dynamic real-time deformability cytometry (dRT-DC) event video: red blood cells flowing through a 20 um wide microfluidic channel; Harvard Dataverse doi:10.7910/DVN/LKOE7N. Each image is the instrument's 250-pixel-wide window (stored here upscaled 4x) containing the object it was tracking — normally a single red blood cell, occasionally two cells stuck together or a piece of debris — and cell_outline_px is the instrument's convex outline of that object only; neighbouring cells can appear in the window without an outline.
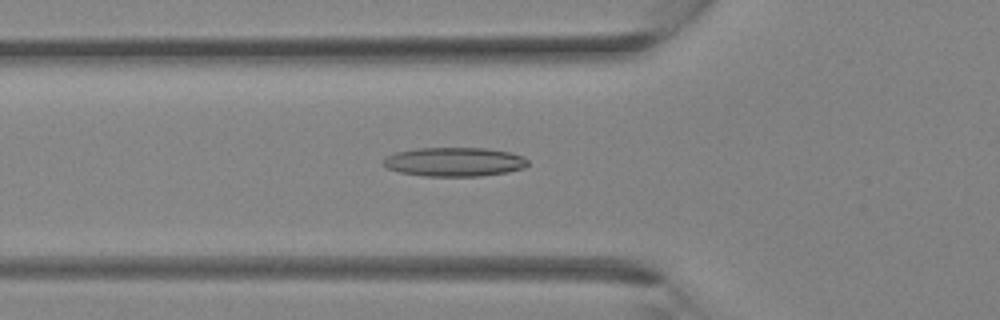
{"species": "Egyptian fruit bat (a non-hibernating species)", "species_latin": "Rousettus aegyptiacus", "temperature_condition": "room temperature", "stored_images_in_passage": 35, "camera_frame_rate_fps": 3000, "um_per_image_px": 0.085, "animal": {"sex": "female"}, "frame": {"image": 1, "passage_image": 12, "time_ms": 3.667, "image_size_px": [1000, 320], "cell_outline_px": [[528, 164], [524, 168], [508, 172], [480, 176], [424, 176], [400, 172], [388, 168], [380, 164], [380, 160], [396, 152], [416, 148], [484, 148], [512, 152], [524, 156], [528, 160]], "centroid_in_image_um": [38.62, 13.75], "position_along_channel_um": 87.2, "area_um2": 24.68}}
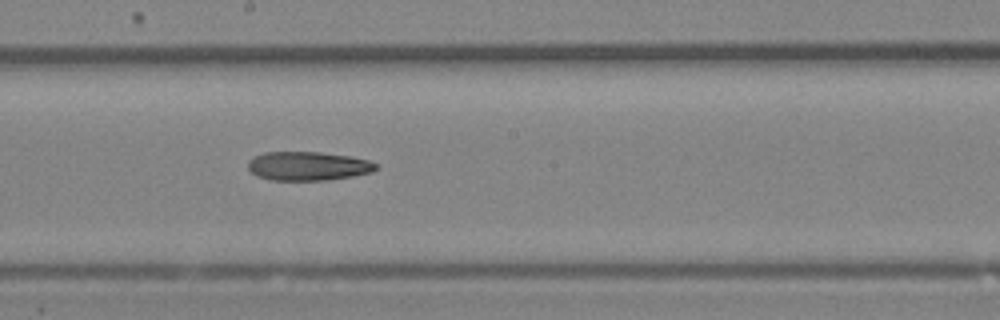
{"frame": {"image": 2, "passage_image": 19, "time_ms": 6.0, "image_size_px": [1000, 320], "cell_outline_px": [[376, 168], [372, 172], [352, 176], [328, 180], [272, 180], [256, 176], [248, 168], [248, 160], [252, 156], [264, 152], [320, 152], [352, 156], [368, 160], [376, 164]], "centroid_in_image_um": [26.14, 14.11], "position_along_channel_um": 222.1, "area_um2": 21.62}}
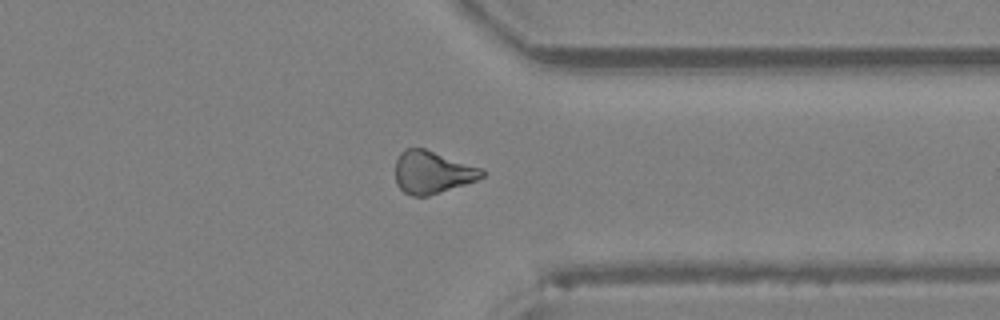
{"frame": {"image": 3, "passage_image": 27, "time_ms": 8.667, "image_size_px": [1000, 320], "cell_outline_px": [[484, 176], [476, 180], [428, 196], [412, 196], [404, 192], [396, 184], [396, 160], [400, 152], [404, 148], [424, 148], [484, 168]], "centroid_in_image_um": [36.74, 14.63], "position_along_channel_um": 374.7, "area_um2": 21.5}}